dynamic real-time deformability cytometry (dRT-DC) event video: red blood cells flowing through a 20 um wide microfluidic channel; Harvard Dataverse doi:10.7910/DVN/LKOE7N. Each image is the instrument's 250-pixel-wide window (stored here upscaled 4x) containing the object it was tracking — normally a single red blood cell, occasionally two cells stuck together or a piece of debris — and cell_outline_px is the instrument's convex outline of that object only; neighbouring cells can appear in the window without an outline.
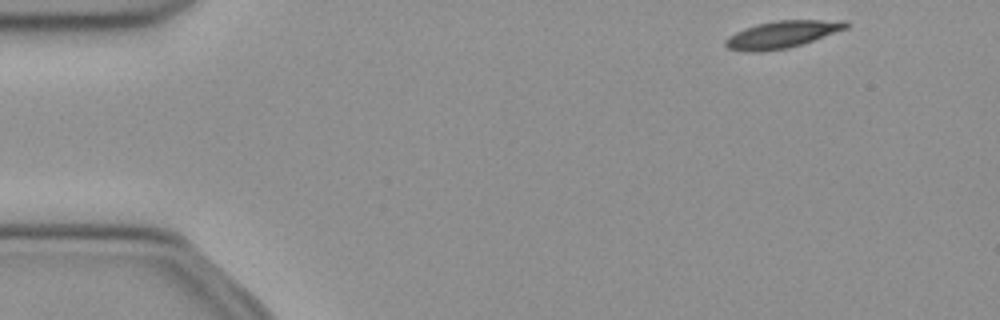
{"species": "common noctule bat (a hibernating species)", "species_latin": "Nyctalus noctula", "temperature_condition": "cold", "stored_images_in_passage": 47, "camera_frame_rate_fps": 3000, "um_per_image_px": 0.085, "animal": {"sex": "female", "body_mass_g": 21.9}, "frame": {"image": 1, "passage_image": 1, "time_ms": 0.0, "image_size_px": [1000, 320], "cell_outline_px": [[848, 28], [788, 48], [764, 52], [744, 52], [728, 48], [724, 44], [724, 40], [728, 36], [744, 28], [756, 24], [776, 20], [848, 20]], "centroid_in_image_um": [66.43, 2.93], "position_along_channel_um": 18.6, "area_um2": 19.13}}
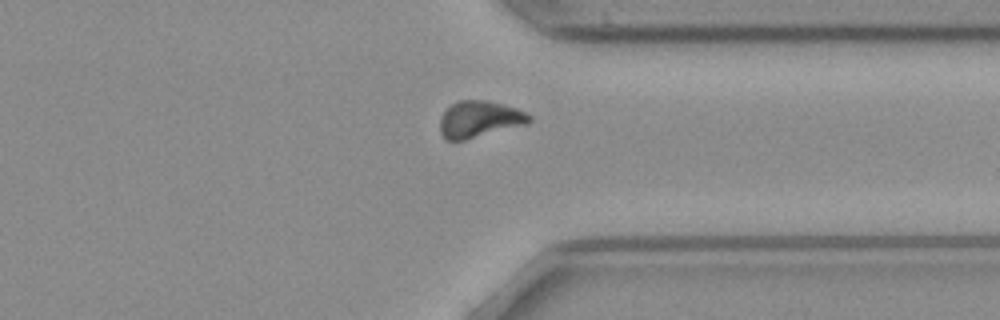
{"frame": {"image": 2, "passage_image": 35, "time_ms": 11.333, "image_size_px": [1000, 320], "cell_outline_px": [[532, 120], [528, 124], [464, 140], [444, 140], [440, 132], [440, 120], [444, 112], [456, 100], [488, 100], [516, 108], [532, 116]], "centroid_in_image_um": [40.75, 10.13], "position_along_channel_um": 370.6, "area_um2": 19.07}}
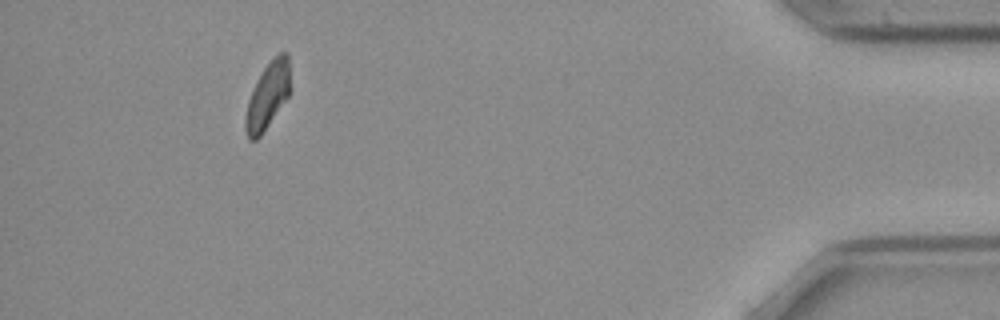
{"frame": {"image": 3, "passage_image": 43, "time_ms": 14.0, "image_size_px": [1000, 320], "cell_outline_px": [[288, 96], [260, 136], [256, 140], [248, 140], [244, 128], [244, 120], [248, 100], [252, 88], [256, 80], [264, 68], [280, 52], [288, 52]], "centroid_in_image_um": [22.69, 8.18], "position_along_channel_um": 412.5, "area_um2": 16.88}, "authors_computed_cell_mechanics": {"area_um2": 19.3052, "velocity_mm_per_s": 3.958, "shape_relaxation_time_tau1_ms": 3.2345, "shape_relaxation_time_tau2_ms": null, "deformation_change_tau1": 0.1123, "deformation_change_tau2": null}}